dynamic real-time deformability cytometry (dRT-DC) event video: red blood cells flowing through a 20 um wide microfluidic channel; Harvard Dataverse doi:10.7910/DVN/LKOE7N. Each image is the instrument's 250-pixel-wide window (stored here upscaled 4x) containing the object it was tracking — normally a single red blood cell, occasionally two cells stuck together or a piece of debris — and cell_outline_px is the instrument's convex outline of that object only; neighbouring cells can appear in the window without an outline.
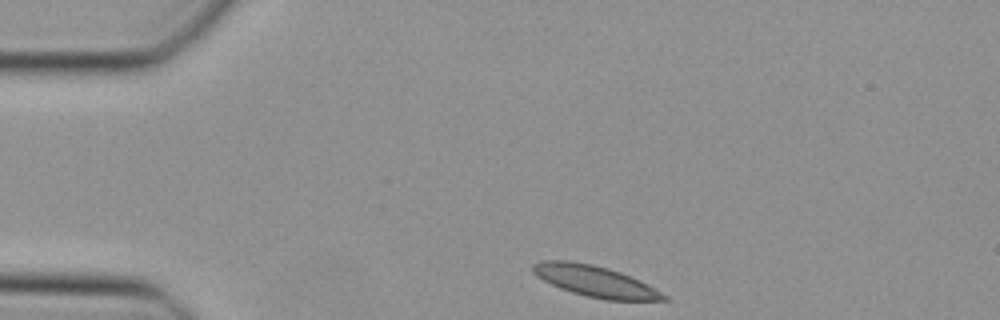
{"species": "Egyptian fruit bat (a non-hibernating species)", "species_latin": "Rousettus aegyptiacus", "temperature_condition": "cold", "stored_images_in_passage": 39, "camera_frame_rate_fps": 3000, "um_per_image_px": 0.085, "animal": {"sex": "female"}, "frame": {"image": 1, "passage_image": 1, "time_ms": 0.0, "image_size_px": [1000, 320], "cell_outline_px": [[672, 300], [604, 300], [572, 292], [560, 288], [536, 276], [532, 272], [532, 264], [540, 260], [568, 260], [592, 264], [608, 268], [620, 272], [640, 280], [648, 284], [668, 296]], "centroid_in_image_um": [50.59, 23.89], "position_along_channel_um": 34.4, "area_um2": 23.76}}
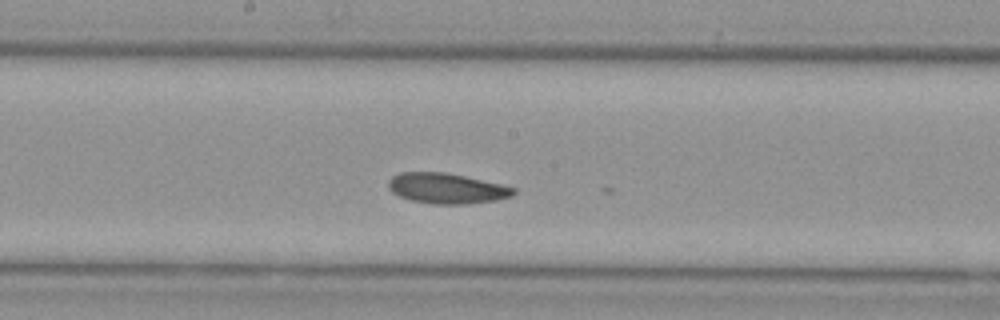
{"frame": {"image": 2, "passage_image": 17, "time_ms": 5.333, "image_size_px": [1000, 320], "cell_outline_px": [[516, 192], [512, 196], [496, 200], [464, 204], [432, 204], [412, 200], [400, 196], [392, 192], [388, 188], [388, 180], [392, 176], [400, 172], [444, 172], [464, 176], [500, 184], [516, 188]], "centroid_in_image_um": [37.95, 16.01], "position_along_channel_um": 210.3, "area_um2": 22.08}}
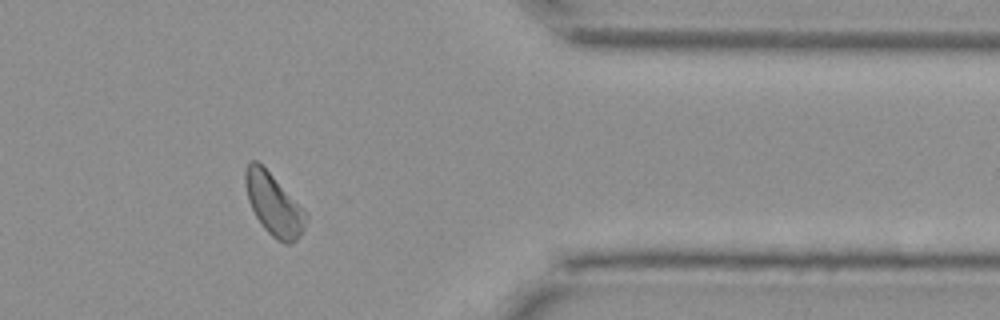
{"frame": {"image": 3, "passage_image": 31, "time_ms": 10.0, "image_size_px": [1000, 320], "cell_outline_px": [[308, 216], [304, 228], [300, 236], [292, 244], [284, 244], [276, 240], [264, 228], [256, 216], [248, 200], [244, 184], [244, 172], [248, 164], [252, 160], [256, 160], [272, 176]], "centroid_in_image_um": [23.24, 17.42], "position_along_channel_um": 388.2, "area_um2": 21.21}}